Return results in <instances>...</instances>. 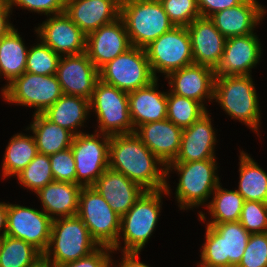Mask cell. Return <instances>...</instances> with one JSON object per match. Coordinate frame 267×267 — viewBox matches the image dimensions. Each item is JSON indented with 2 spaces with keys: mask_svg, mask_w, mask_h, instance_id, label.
Listing matches in <instances>:
<instances>
[{
  "mask_svg": "<svg viewBox=\"0 0 267 267\" xmlns=\"http://www.w3.org/2000/svg\"><path fill=\"white\" fill-rule=\"evenodd\" d=\"M7 207H8L7 203L0 202V238L3 237L4 235H6Z\"/></svg>",
  "mask_w": 267,
  "mask_h": 267,
  "instance_id": "7dc6e473",
  "label": "cell"
},
{
  "mask_svg": "<svg viewBox=\"0 0 267 267\" xmlns=\"http://www.w3.org/2000/svg\"><path fill=\"white\" fill-rule=\"evenodd\" d=\"M260 45L255 33L227 38L215 76L251 75L261 57Z\"/></svg>",
  "mask_w": 267,
  "mask_h": 267,
  "instance_id": "ac0fdd59",
  "label": "cell"
},
{
  "mask_svg": "<svg viewBox=\"0 0 267 267\" xmlns=\"http://www.w3.org/2000/svg\"><path fill=\"white\" fill-rule=\"evenodd\" d=\"M4 154L3 178L16 176L38 154L34 137L21 133L14 135L10 139Z\"/></svg>",
  "mask_w": 267,
  "mask_h": 267,
  "instance_id": "1f68e13d",
  "label": "cell"
},
{
  "mask_svg": "<svg viewBox=\"0 0 267 267\" xmlns=\"http://www.w3.org/2000/svg\"><path fill=\"white\" fill-rule=\"evenodd\" d=\"M52 221L43 211L8 203L6 235L32 244L43 254L50 242Z\"/></svg>",
  "mask_w": 267,
  "mask_h": 267,
  "instance_id": "5bb4252c",
  "label": "cell"
},
{
  "mask_svg": "<svg viewBox=\"0 0 267 267\" xmlns=\"http://www.w3.org/2000/svg\"><path fill=\"white\" fill-rule=\"evenodd\" d=\"M28 130H32L38 153L53 155L71 147L74 134L51 122L43 114H34Z\"/></svg>",
  "mask_w": 267,
  "mask_h": 267,
  "instance_id": "f546056e",
  "label": "cell"
},
{
  "mask_svg": "<svg viewBox=\"0 0 267 267\" xmlns=\"http://www.w3.org/2000/svg\"><path fill=\"white\" fill-rule=\"evenodd\" d=\"M120 17L134 47L145 48L174 27L159 0H121Z\"/></svg>",
  "mask_w": 267,
  "mask_h": 267,
  "instance_id": "3957f363",
  "label": "cell"
},
{
  "mask_svg": "<svg viewBox=\"0 0 267 267\" xmlns=\"http://www.w3.org/2000/svg\"><path fill=\"white\" fill-rule=\"evenodd\" d=\"M213 99L231 118L258 132L261 114L251 75L216 76Z\"/></svg>",
  "mask_w": 267,
  "mask_h": 267,
  "instance_id": "277c9868",
  "label": "cell"
},
{
  "mask_svg": "<svg viewBox=\"0 0 267 267\" xmlns=\"http://www.w3.org/2000/svg\"><path fill=\"white\" fill-rule=\"evenodd\" d=\"M99 247L82 219L75 215L52 221L50 242L43 255L56 266L84 258Z\"/></svg>",
  "mask_w": 267,
  "mask_h": 267,
  "instance_id": "5b68a950",
  "label": "cell"
},
{
  "mask_svg": "<svg viewBox=\"0 0 267 267\" xmlns=\"http://www.w3.org/2000/svg\"><path fill=\"white\" fill-rule=\"evenodd\" d=\"M60 57L40 40V43L28 50L25 72L56 75Z\"/></svg>",
  "mask_w": 267,
  "mask_h": 267,
  "instance_id": "8d00e7d4",
  "label": "cell"
},
{
  "mask_svg": "<svg viewBox=\"0 0 267 267\" xmlns=\"http://www.w3.org/2000/svg\"><path fill=\"white\" fill-rule=\"evenodd\" d=\"M208 111L200 102L168 91L167 119L182 129L191 126Z\"/></svg>",
  "mask_w": 267,
  "mask_h": 267,
  "instance_id": "e575fe53",
  "label": "cell"
},
{
  "mask_svg": "<svg viewBox=\"0 0 267 267\" xmlns=\"http://www.w3.org/2000/svg\"><path fill=\"white\" fill-rule=\"evenodd\" d=\"M187 30L191 39L194 63L215 70L222 59L226 38L215 27L214 22L206 17L193 20L187 26Z\"/></svg>",
  "mask_w": 267,
  "mask_h": 267,
  "instance_id": "ffe728a7",
  "label": "cell"
},
{
  "mask_svg": "<svg viewBox=\"0 0 267 267\" xmlns=\"http://www.w3.org/2000/svg\"><path fill=\"white\" fill-rule=\"evenodd\" d=\"M54 181L76 183V168L71 147L49 156Z\"/></svg>",
  "mask_w": 267,
  "mask_h": 267,
  "instance_id": "60d3db41",
  "label": "cell"
},
{
  "mask_svg": "<svg viewBox=\"0 0 267 267\" xmlns=\"http://www.w3.org/2000/svg\"><path fill=\"white\" fill-rule=\"evenodd\" d=\"M9 7L20 6L25 10L57 15L65 11V0H8Z\"/></svg>",
  "mask_w": 267,
  "mask_h": 267,
  "instance_id": "b9f144b4",
  "label": "cell"
},
{
  "mask_svg": "<svg viewBox=\"0 0 267 267\" xmlns=\"http://www.w3.org/2000/svg\"><path fill=\"white\" fill-rule=\"evenodd\" d=\"M122 254V261L112 267H149L138 260L140 252H123Z\"/></svg>",
  "mask_w": 267,
  "mask_h": 267,
  "instance_id": "bcb514c9",
  "label": "cell"
},
{
  "mask_svg": "<svg viewBox=\"0 0 267 267\" xmlns=\"http://www.w3.org/2000/svg\"><path fill=\"white\" fill-rule=\"evenodd\" d=\"M182 130L181 127L165 119L140 125L134 133L167 166L179 153Z\"/></svg>",
  "mask_w": 267,
  "mask_h": 267,
  "instance_id": "7402d4cb",
  "label": "cell"
},
{
  "mask_svg": "<svg viewBox=\"0 0 267 267\" xmlns=\"http://www.w3.org/2000/svg\"><path fill=\"white\" fill-rule=\"evenodd\" d=\"M265 8L257 0H244L241 4L213 14L210 19L227 39L253 33L255 26L264 18Z\"/></svg>",
  "mask_w": 267,
  "mask_h": 267,
  "instance_id": "d4e9b609",
  "label": "cell"
},
{
  "mask_svg": "<svg viewBox=\"0 0 267 267\" xmlns=\"http://www.w3.org/2000/svg\"><path fill=\"white\" fill-rule=\"evenodd\" d=\"M121 0H65V14L87 35L120 17Z\"/></svg>",
  "mask_w": 267,
  "mask_h": 267,
  "instance_id": "44dd1931",
  "label": "cell"
},
{
  "mask_svg": "<svg viewBox=\"0 0 267 267\" xmlns=\"http://www.w3.org/2000/svg\"><path fill=\"white\" fill-rule=\"evenodd\" d=\"M89 112L88 99L63 94L43 115L51 122L69 130L74 135H78L83 133L78 131V127L83 126L82 123L87 120Z\"/></svg>",
  "mask_w": 267,
  "mask_h": 267,
  "instance_id": "83f0119b",
  "label": "cell"
},
{
  "mask_svg": "<svg viewBox=\"0 0 267 267\" xmlns=\"http://www.w3.org/2000/svg\"><path fill=\"white\" fill-rule=\"evenodd\" d=\"M236 267H267V232L250 234L244 254Z\"/></svg>",
  "mask_w": 267,
  "mask_h": 267,
  "instance_id": "ab89813d",
  "label": "cell"
},
{
  "mask_svg": "<svg viewBox=\"0 0 267 267\" xmlns=\"http://www.w3.org/2000/svg\"><path fill=\"white\" fill-rule=\"evenodd\" d=\"M250 233L239 221L207 224L201 263L211 267H236L244 254Z\"/></svg>",
  "mask_w": 267,
  "mask_h": 267,
  "instance_id": "8992f818",
  "label": "cell"
},
{
  "mask_svg": "<svg viewBox=\"0 0 267 267\" xmlns=\"http://www.w3.org/2000/svg\"><path fill=\"white\" fill-rule=\"evenodd\" d=\"M16 176L21 185L37 193L41 188L54 181L49 156L38 153Z\"/></svg>",
  "mask_w": 267,
  "mask_h": 267,
  "instance_id": "d590c367",
  "label": "cell"
},
{
  "mask_svg": "<svg viewBox=\"0 0 267 267\" xmlns=\"http://www.w3.org/2000/svg\"><path fill=\"white\" fill-rule=\"evenodd\" d=\"M239 222L250 234L266 233L267 203L244 201Z\"/></svg>",
  "mask_w": 267,
  "mask_h": 267,
  "instance_id": "f35d334b",
  "label": "cell"
},
{
  "mask_svg": "<svg viewBox=\"0 0 267 267\" xmlns=\"http://www.w3.org/2000/svg\"><path fill=\"white\" fill-rule=\"evenodd\" d=\"M199 265H200V267H211V266H207V265L202 264V263H200Z\"/></svg>",
  "mask_w": 267,
  "mask_h": 267,
  "instance_id": "f907efd6",
  "label": "cell"
},
{
  "mask_svg": "<svg viewBox=\"0 0 267 267\" xmlns=\"http://www.w3.org/2000/svg\"><path fill=\"white\" fill-rule=\"evenodd\" d=\"M215 77L213 68L195 63L165 76L170 79L171 93L193 99L203 106L205 98L213 100Z\"/></svg>",
  "mask_w": 267,
  "mask_h": 267,
  "instance_id": "d6986e66",
  "label": "cell"
},
{
  "mask_svg": "<svg viewBox=\"0 0 267 267\" xmlns=\"http://www.w3.org/2000/svg\"><path fill=\"white\" fill-rule=\"evenodd\" d=\"M81 189L76 183L52 181L35 194L41 200L42 210L54 220L77 215Z\"/></svg>",
  "mask_w": 267,
  "mask_h": 267,
  "instance_id": "4316f807",
  "label": "cell"
},
{
  "mask_svg": "<svg viewBox=\"0 0 267 267\" xmlns=\"http://www.w3.org/2000/svg\"><path fill=\"white\" fill-rule=\"evenodd\" d=\"M160 165L161 169L157 166ZM109 168L124 174L145 190L166 188V166L135 133L110 136Z\"/></svg>",
  "mask_w": 267,
  "mask_h": 267,
  "instance_id": "6da1fadb",
  "label": "cell"
},
{
  "mask_svg": "<svg viewBox=\"0 0 267 267\" xmlns=\"http://www.w3.org/2000/svg\"><path fill=\"white\" fill-rule=\"evenodd\" d=\"M114 250L107 246H100L93 253L76 261L56 265L55 267H111L113 259L110 253Z\"/></svg>",
  "mask_w": 267,
  "mask_h": 267,
  "instance_id": "7bdbcfd3",
  "label": "cell"
},
{
  "mask_svg": "<svg viewBox=\"0 0 267 267\" xmlns=\"http://www.w3.org/2000/svg\"><path fill=\"white\" fill-rule=\"evenodd\" d=\"M157 81L156 78L149 85L128 92L129 113L135 130L145 123L167 119L168 92L157 91Z\"/></svg>",
  "mask_w": 267,
  "mask_h": 267,
  "instance_id": "484cf974",
  "label": "cell"
},
{
  "mask_svg": "<svg viewBox=\"0 0 267 267\" xmlns=\"http://www.w3.org/2000/svg\"><path fill=\"white\" fill-rule=\"evenodd\" d=\"M119 216H123L144 193L138 183L109 167L92 186Z\"/></svg>",
  "mask_w": 267,
  "mask_h": 267,
  "instance_id": "603a6c76",
  "label": "cell"
},
{
  "mask_svg": "<svg viewBox=\"0 0 267 267\" xmlns=\"http://www.w3.org/2000/svg\"><path fill=\"white\" fill-rule=\"evenodd\" d=\"M8 0H0V8L7 2Z\"/></svg>",
  "mask_w": 267,
  "mask_h": 267,
  "instance_id": "681fc988",
  "label": "cell"
},
{
  "mask_svg": "<svg viewBox=\"0 0 267 267\" xmlns=\"http://www.w3.org/2000/svg\"><path fill=\"white\" fill-rule=\"evenodd\" d=\"M35 32L45 45L61 56L86 52V34L65 12L50 16Z\"/></svg>",
  "mask_w": 267,
  "mask_h": 267,
  "instance_id": "e0dca14e",
  "label": "cell"
},
{
  "mask_svg": "<svg viewBox=\"0 0 267 267\" xmlns=\"http://www.w3.org/2000/svg\"><path fill=\"white\" fill-rule=\"evenodd\" d=\"M208 112L191 126L182 130L180 150L171 163H187L216 159L214 154L216 135Z\"/></svg>",
  "mask_w": 267,
  "mask_h": 267,
  "instance_id": "cb8c5ba5",
  "label": "cell"
},
{
  "mask_svg": "<svg viewBox=\"0 0 267 267\" xmlns=\"http://www.w3.org/2000/svg\"><path fill=\"white\" fill-rule=\"evenodd\" d=\"M29 267H55V266L44 255H42Z\"/></svg>",
  "mask_w": 267,
  "mask_h": 267,
  "instance_id": "c3c4849f",
  "label": "cell"
},
{
  "mask_svg": "<svg viewBox=\"0 0 267 267\" xmlns=\"http://www.w3.org/2000/svg\"><path fill=\"white\" fill-rule=\"evenodd\" d=\"M151 71L166 76L194 63L191 39L187 27L174 26L145 47Z\"/></svg>",
  "mask_w": 267,
  "mask_h": 267,
  "instance_id": "30bf717a",
  "label": "cell"
},
{
  "mask_svg": "<svg viewBox=\"0 0 267 267\" xmlns=\"http://www.w3.org/2000/svg\"><path fill=\"white\" fill-rule=\"evenodd\" d=\"M11 8L8 1L0 8V38L8 34L14 26L9 22Z\"/></svg>",
  "mask_w": 267,
  "mask_h": 267,
  "instance_id": "f6af8a7d",
  "label": "cell"
},
{
  "mask_svg": "<svg viewBox=\"0 0 267 267\" xmlns=\"http://www.w3.org/2000/svg\"><path fill=\"white\" fill-rule=\"evenodd\" d=\"M90 111L95 110L98 121V133L109 136L134 133L128 92L108 85L99 80L89 100Z\"/></svg>",
  "mask_w": 267,
  "mask_h": 267,
  "instance_id": "ba28073f",
  "label": "cell"
},
{
  "mask_svg": "<svg viewBox=\"0 0 267 267\" xmlns=\"http://www.w3.org/2000/svg\"><path fill=\"white\" fill-rule=\"evenodd\" d=\"M43 254L24 240L4 235L0 245V267H29Z\"/></svg>",
  "mask_w": 267,
  "mask_h": 267,
  "instance_id": "836d02e7",
  "label": "cell"
},
{
  "mask_svg": "<svg viewBox=\"0 0 267 267\" xmlns=\"http://www.w3.org/2000/svg\"><path fill=\"white\" fill-rule=\"evenodd\" d=\"M215 159L191 161L187 163H169L166 175L170 169L177 170L180 175L176 188V199L180 209L193 208L204 204L220 183L217 176Z\"/></svg>",
  "mask_w": 267,
  "mask_h": 267,
  "instance_id": "52a82bcc",
  "label": "cell"
},
{
  "mask_svg": "<svg viewBox=\"0 0 267 267\" xmlns=\"http://www.w3.org/2000/svg\"><path fill=\"white\" fill-rule=\"evenodd\" d=\"M23 42L15 28L0 38V77L3 75L8 81L1 90L4 100L7 85L25 72L28 49Z\"/></svg>",
  "mask_w": 267,
  "mask_h": 267,
  "instance_id": "f1b7e54d",
  "label": "cell"
},
{
  "mask_svg": "<svg viewBox=\"0 0 267 267\" xmlns=\"http://www.w3.org/2000/svg\"><path fill=\"white\" fill-rule=\"evenodd\" d=\"M56 77L63 94L80 96L88 100L100 80L99 70L88 58L86 52L61 56Z\"/></svg>",
  "mask_w": 267,
  "mask_h": 267,
  "instance_id": "9a60e30c",
  "label": "cell"
},
{
  "mask_svg": "<svg viewBox=\"0 0 267 267\" xmlns=\"http://www.w3.org/2000/svg\"><path fill=\"white\" fill-rule=\"evenodd\" d=\"M97 131L95 134L75 135L71 145L76 168V184L81 187L93 186L109 167L110 136Z\"/></svg>",
  "mask_w": 267,
  "mask_h": 267,
  "instance_id": "7c38bea8",
  "label": "cell"
},
{
  "mask_svg": "<svg viewBox=\"0 0 267 267\" xmlns=\"http://www.w3.org/2000/svg\"><path fill=\"white\" fill-rule=\"evenodd\" d=\"M77 215L99 246L112 248L118 242L121 216L92 186L82 187Z\"/></svg>",
  "mask_w": 267,
  "mask_h": 267,
  "instance_id": "9c48e42d",
  "label": "cell"
},
{
  "mask_svg": "<svg viewBox=\"0 0 267 267\" xmlns=\"http://www.w3.org/2000/svg\"><path fill=\"white\" fill-rule=\"evenodd\" d=\"M169 186L166 183L165 189L145 190L128 212L121 216L118 242L112 247L114 251L119 250V239L123 236L124 249L121 250L122 252H141L159 219L162 195H170Z\"/></svg>",
  "mask_w": 267,
  "mask_h": 267,
  "instance_id": "7a4b0ae2",
  "label": "cell"
},
{
  "mask_svg": "<svg viewBox=\"0 0 267 267\" xmlns=\"http://www.w3.org/2000/svg\"><path fill=\"white\" fill-rule=\"evenodd\" d=\"M131 47L121 17L86 35V54L98 70Z\"/></svg>",
  "mask_w": 267,
  "mask_h": 267,
  "instance_id": "2e32d148",
  "label": "cell"
},
{
  "mask_svg": "<svg viewBox=\"0 0 267 267\" xmlns=\"http://www.w3.org/2000/svg\"><path fill=\"white\" fill-rule=\"evenodd\" d=\"M213 199L207 204L211 217L207 224L239 221L244 199L237 190H227L220 186L214 190Z\"/></svg>",
  "mask_w": 267,
  "mask_h": 267,
  "instance_id": "d6a6232c",
  "label": "cell"
},
{
  "mask_svg": "<svg viewBox=\"0 0 267 267\" xmlns=\"http://www.w3.org/2000/svg\"><path fill=\"white\" fill-rule=\"evenodd\" d=\"M174 26L187 27L201 17L197 0H159Z\"/></svg>",
  "mask_w": 267,
  "mask_h": 267,
  "instance_id": "74e56055",
  "label": "cell"
},
{
  "mask_svg": "<svg viewBox=\"0 0 267 267\" xmlns=\"http://www.w3.org/2000/svg\"><path fill=\"white\" fill-rule=\"evenodd\" d=\"M100 80L125 92L149 85L154 77L145 48H129L99 70Z\"/></svg>",
  "mask_w": 267,
  "mask_h": 267,
  "instance_id": "8fae6325",
  "label": "cell"
},
{
  "mask_svg": "<svg viewBox=\"0 0 267 267\" xmlns=\"http://www.w3.org/2000/svg\"><path fill=\"white\" fill-rule=\"evenodd\" d=\"M62 95L56 75L24 72L7 85L6 100L9 103L35 107L34 114H43Z\"/></svg>",
  "mask_w": 267,
  "mask_h": 267,
  "instance_id": "4fadbf2b",
  "label": "cell"
},
{
  "mask_svg": "<svg viewBox=\"0 0 267 267\" xmlns=\"http://www.w3.org/2000/svg\"><path fill=\"white\" fill-rule=\"evenodd\" d=\"M237 192L244 201L267 203V173L244 151L240 152Z\"/></svg>",
  "mask_w": 267,
  "mask_h": 267,
  "instance_id": "4dcf8cb0",
  "label": "cell"
},
{
  "mask_svg": "<svg viewBox=\"0 0 267 267\" xmlns=\"http://www.w3.org/2000/svg\"><path fill=\"white\" fill-rule=\"evenodd\" d=\"M244 0H197L201 17L210 18L216 12L235 7Z\"/></svg>",
  "mask_w": 267,
  "mask_h": 267,
  "instance_id": "ee69618b",
  "label": "cell"
}]
</instances>
